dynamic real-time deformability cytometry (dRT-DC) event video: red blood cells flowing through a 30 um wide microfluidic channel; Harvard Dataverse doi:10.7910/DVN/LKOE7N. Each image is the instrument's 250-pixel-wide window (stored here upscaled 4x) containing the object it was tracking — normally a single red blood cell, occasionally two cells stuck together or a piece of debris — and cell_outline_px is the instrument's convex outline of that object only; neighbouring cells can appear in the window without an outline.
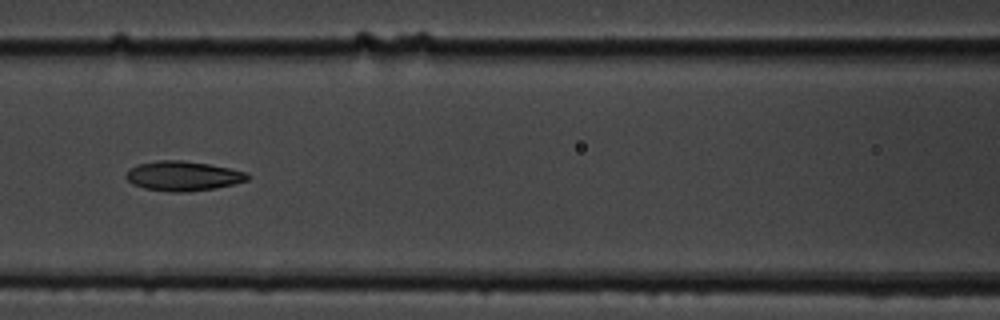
{"species": "common noctule bat (a hibernating species)", "species_latin": "Nyctalus noctula", "temperature_condition": "cold", "stored_images_in_passage": 8, "camera_frame_rate_fps": 3000, "um_per_image_px": 0.085, "animal": {"sex": "male", "body_mass_g": 19.5, "forearm_length_mm": 54.6}, "frame": {"image": 1, "passage_image": 7, "time_ms": 7.0, "image_size_px": [1000, 320], "cell_outline_px": [[248, 180], [216, 188], [184, 192], [168, 192], [144, 188], [132, 184], [124, 176], [132, 168], [140, 164], [160, 160], [180, 160], [208, 164], [248, 172]], "centroid_in_image_um": [15.56, 14.97], "position_along_channel_um": 151.0, "area_um2": 20.75}}
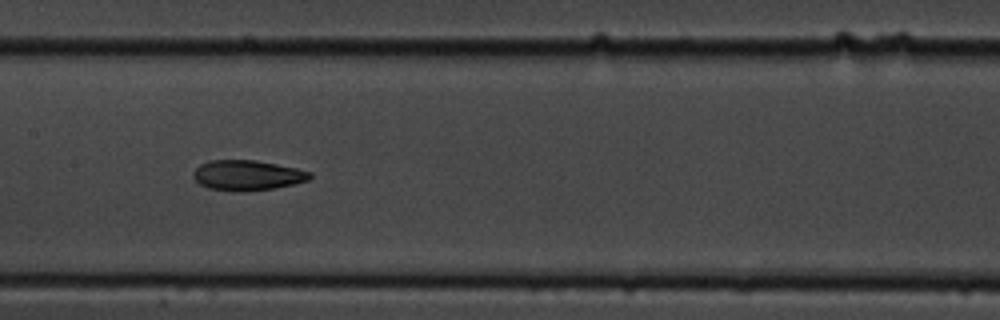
{"frame": {"image": 2, "passage_image": 8, "time_ms": 8.0, "image_size_px": [1000, 320], "cell_outline_px": [[312, 176], [308, 180], [276, 188], [240, 192], [236, 192], [208, 188], [200, 184], [192, 176], [192, 172], [200, 164], [208, 160], [256, 160], [296, 168], [312, 172]], "centroid_in_image_um": [21.0, 14.9], "position_along_channel_um": 186.4, "area_um2": 20.63}}